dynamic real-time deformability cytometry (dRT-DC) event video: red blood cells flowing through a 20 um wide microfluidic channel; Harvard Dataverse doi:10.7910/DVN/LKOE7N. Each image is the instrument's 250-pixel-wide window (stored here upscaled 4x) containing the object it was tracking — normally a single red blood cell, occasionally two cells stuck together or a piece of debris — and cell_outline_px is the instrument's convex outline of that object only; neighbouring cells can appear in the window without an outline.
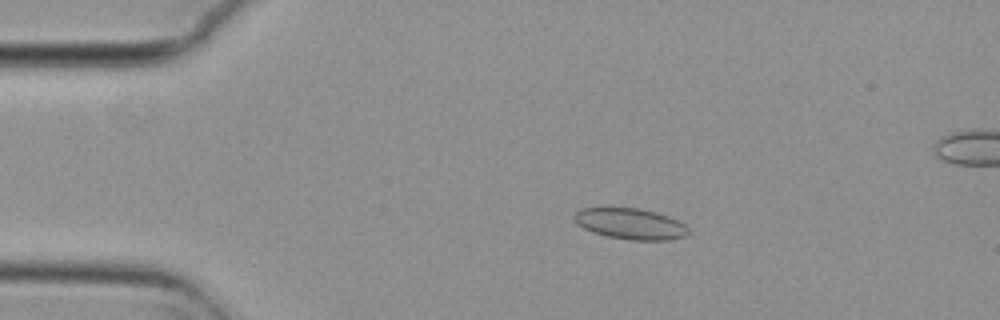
{"species": "common noctule bat (a hibernating species)", "species_latin": "Nyctalus noctula", "temperature_condition": "cold", "stored_images_in_passage": 2, "camera_frame_rate_fps": 3000, "um_per_image_px": 0.085, "animal": {"sex": "female", "body_mass_g": 29.2, "forearm_length_mm": 56.3}, "frame": {"image": 1, "passage_image": 2, "time_ms": 0.333, "image_size_px": [1000, 320], "cell_outline_px": [[688, 236], [668, 240], [632, 240], [608, 236], [592, 232], [576, 224], [572, 216], [580, 208], [640, 208], [656, 212], [668, 216], [684, 224], [688, 228]], "centroid_in_image_um": [53.57, 19.02], "position_along_channel_um": 31.4, "area_um2": 20.63}}